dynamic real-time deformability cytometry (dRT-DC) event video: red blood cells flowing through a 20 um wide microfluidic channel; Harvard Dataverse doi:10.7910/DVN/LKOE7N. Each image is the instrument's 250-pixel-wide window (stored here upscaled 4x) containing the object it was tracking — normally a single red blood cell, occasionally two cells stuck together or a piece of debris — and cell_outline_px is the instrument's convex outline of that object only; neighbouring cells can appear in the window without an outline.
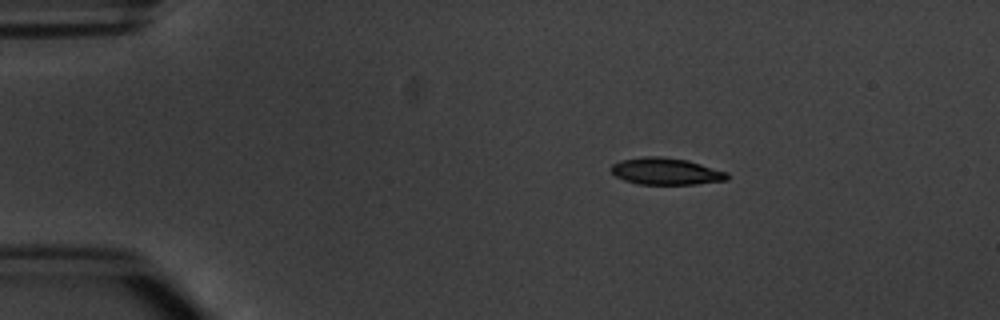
{"species": "common noctule bat (a hibernating species)", "species_latin": "Nyctalus noctula", "temperature_condition": "warm", "stored_images_in_passage": 5, "camera_frame_rate_fps": 3000, "um_per_image_px": 0.085, "animal": {"sex": "male", "body_mass_g": 20.1, "forearm_length_mm": 53.5}, "frame": {"image": 1, "passage_image": 3, "time_ms": 2.333, "image_size_px": [1000, 320], "cell_outline_px": [[728, 180], [696, 184], [636, 184], [624, 180], [616, 176], [612, 172], [612, 164], [620, 160], [644, 156], [660, 156], [688, 160], [728, 172]], "centroid_in_image_um": [56.61, 14.56], "position_along_channel_um": 28.4, "area_um2": 18.21}}
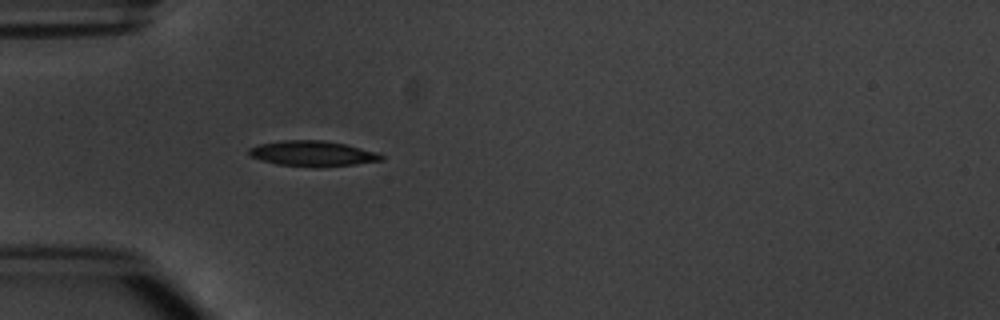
{"frame": {"image": 2, "passage_image": 5, "time_ms": 4.667, "image_size_px": [1000, 320], "cell_outline_px": [[384, 160], [356, 164], [320, 168], [312, 168], [276, 164], [248, 156], [248, 148], [260, 144], [280, 140], [324, 140], [344, 144], [376, 152], [384, 156]], "centroid_in_image_um": [26.54, 13.07], "position_along_channel_um": 58.5, "area_um2": 19.88}}